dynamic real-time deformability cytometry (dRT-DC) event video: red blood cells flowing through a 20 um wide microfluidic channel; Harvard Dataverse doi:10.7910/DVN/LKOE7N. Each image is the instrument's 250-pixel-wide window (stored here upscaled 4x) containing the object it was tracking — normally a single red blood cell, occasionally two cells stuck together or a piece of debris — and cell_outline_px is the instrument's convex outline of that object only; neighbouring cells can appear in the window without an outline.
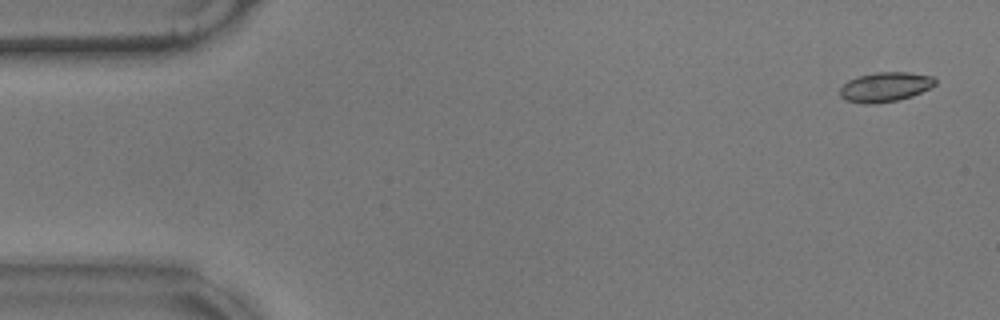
{"species": "common noctule bat (a hibernating species)", "species_latin": "Nyctalus noctula", "temperature_condition": "warm", "stored_images_in_passage": 18, "camera_frame_rate_fps": 3000, "um_per_image_px": 0.085, "animal": {"sex": "male", "body_mass_g": 17.9}, "frame": {"image": 1, "passage_image": 3, "time_ms": 0.667, "image_size_px": [1000, 320], "cell_outline_px": [[936, 84], [912, 96], [896, 100], [872, 104], [864, 104], [848, 100], [840, 96], [840, 88], [848, 80], [856, 76], [876, 72], [908, 72], [932, 76], [936, 80]], "centroid_in_image_um": [75.22, 7.38], "position_along_channel_um": 9.8, "area_um2": 16.3}}